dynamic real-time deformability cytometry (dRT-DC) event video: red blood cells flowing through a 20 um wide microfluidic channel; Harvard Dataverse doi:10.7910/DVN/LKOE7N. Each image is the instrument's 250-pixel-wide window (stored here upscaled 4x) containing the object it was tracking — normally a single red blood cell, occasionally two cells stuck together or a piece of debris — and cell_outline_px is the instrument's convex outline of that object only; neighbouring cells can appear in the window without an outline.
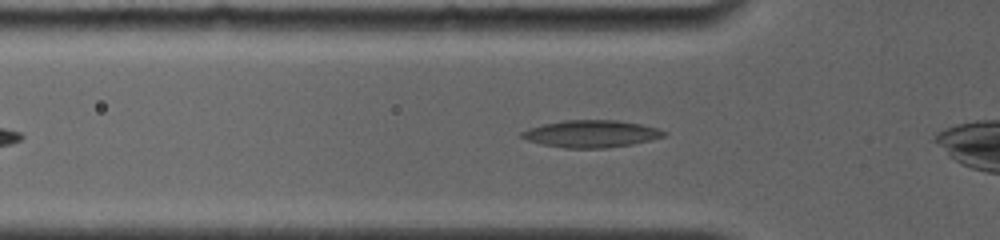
{"species": "common noctule bat (a hibernating species)", "species_latin": "Nyctalus noctula", "temperature_condition": "room temperature", "stored_images_in_passage": 9, "camera_frame_rate_fps": 4000, "um_per_image_px": 0.085, "animal": {"sex": "female", "body_mass_g": 19.0, "forearm_length_mm": 56.7}, "frame": {"image": 1, "passage_image": 2, "time_ms": 0.25, "image_size_px": [1000, 240], "cell_outline_px": [[668, 132], [664, 136], [632, 144], [604, 148], [564, 148], [540, 144], [528, 140], [520, 136], [520, 132], [528, 128], [540, 124], [564, 120], [616, 120], [640, 124], [660, 128]], "centroid_in_image_um": [50.22, 11.36], "position_along_channel_um": 75.6, "area_um2": 22.6}}
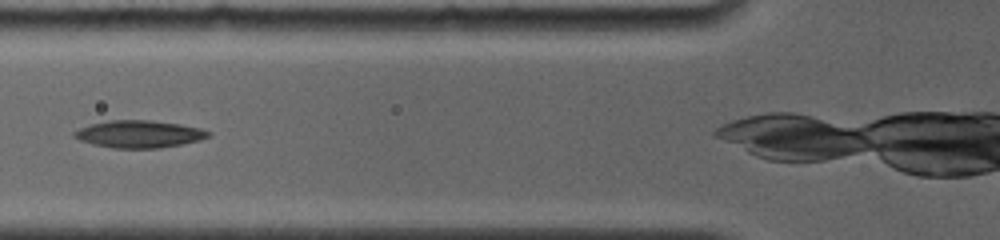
{"frame": {"image": 2, "passage_image": 8, "time_ms": 1.25, "image_size_px": [1000, 240], "cell_outline_px": [[212, 132], [208, 136], [200, 140], [160, 148], [112, 148], [92, 144], [80, 140], [72, 136], [72, 132], [80, 128], [92, 124], [108, 120], [152, 120], [180, 124], [200, 128]], "centroid_in_image_um": [11.8, 11.39], "position_along_channel_um": 114.0, "area_um2": 21.33}}